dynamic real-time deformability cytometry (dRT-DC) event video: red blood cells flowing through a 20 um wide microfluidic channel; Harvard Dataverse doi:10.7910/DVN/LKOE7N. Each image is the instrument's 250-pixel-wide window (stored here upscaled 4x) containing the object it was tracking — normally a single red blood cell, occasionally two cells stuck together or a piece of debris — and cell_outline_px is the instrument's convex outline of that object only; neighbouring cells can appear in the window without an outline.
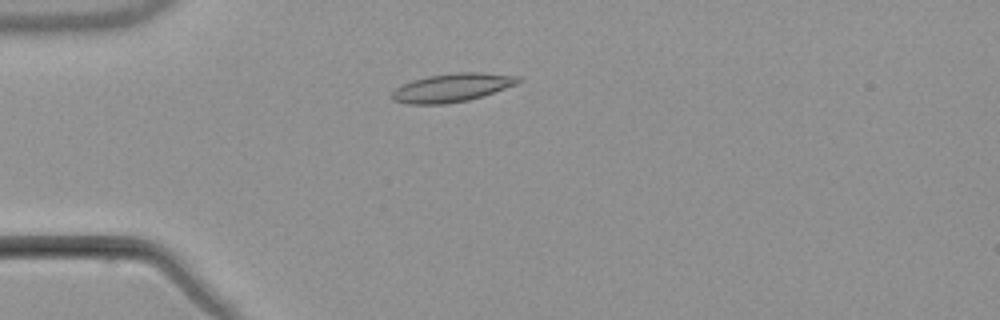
{"species": "common noctule bat (a hibernating species)", "species_latin": "Nyctalus noctula", "temperature_condition": "warm", "stored_images_in_passage": 5, "camera_frame_rate_fps": 3000, "um_per_image_px": 0.085, "animal": {"sex": "male", "body_mass_g": 21.5, "forearm_length_mm": 52.0}, "frame": {"image": 1, "passage_image": 4, "time_ms": 3.667, "image_size_px": [1000, 320], "cell_outline_px": [[520, 80], [516, 84], [468, 100], [448, 104], [408, 104], [392, 100], [392, 92], [396, 88], [412, 80], [428, 76], [456, 72], [484, 72], [516, 76]], "centroid_in_image_um": [38.37, 7.45], "position_along_channel_um": 46.6, "area_um2": 20.63}}